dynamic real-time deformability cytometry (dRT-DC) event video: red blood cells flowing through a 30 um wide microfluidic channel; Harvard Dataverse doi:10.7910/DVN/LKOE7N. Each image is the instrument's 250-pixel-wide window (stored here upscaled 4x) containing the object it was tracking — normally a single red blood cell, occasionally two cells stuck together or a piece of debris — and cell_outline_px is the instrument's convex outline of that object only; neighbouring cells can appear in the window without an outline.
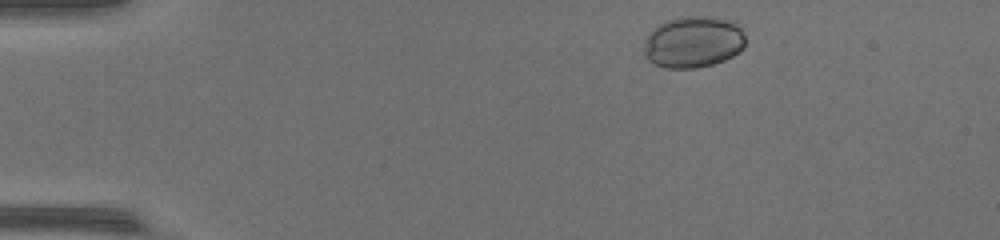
{"species": "common noctule bat (a hibernating species)", "species_latin": "Nyctalus noctula", "temperature_condition": "warm", "stored_images_in_passage": 45, "camera_frame_rate_fps": 3000, "um_per_image_px": 0.085, "animal": {"sex": "female", "body_mass_g": 17.0, "forearm_length_mm": 48.0}, "frame": {"image": 1, "passage_image": 2, "time_ms": 0.333, "image_size_px": [1000, 240], "cell_outline_px": [[744, 48], [732, 56], [724, 60], [712, 64], [696, 68], [664, 68], [648, 60], [644, 56], [644, 48], [648, 32], [660, 24], [668, 20], [688, 16], [708, 16], [724, 20], [736, 24], [740, 28], [744, 36]], "centroid_in_image_um": [58.9, 3.59], "position_along_channel_um": 26.1, "area_um2": 30.23}}
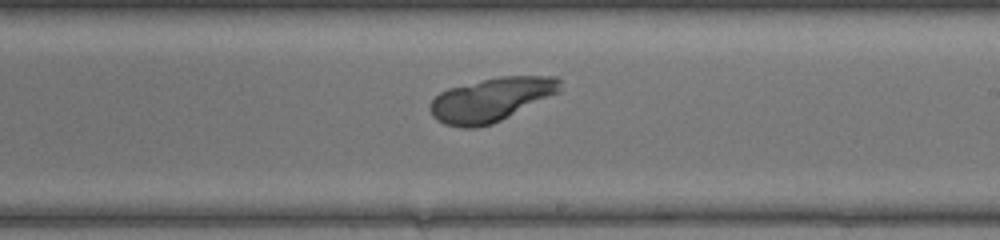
{"frame": {"image": 2, "passage_image": 25, "time_ms": 8.0, "image_size_px": [1000, 240], "cell_outline_px": [[560, 92], [492, 124], [476, 128], [460, 128], [444, 124], [436, 120], [432, 116], [428, 108], [432, 100], [440, 92], [448, 88], [500, 76], [560, 76]], "centroid_in_image_um": [41.73, 8.47], "position_along_channel_um": 247.3, "area_um2": 33.18}}
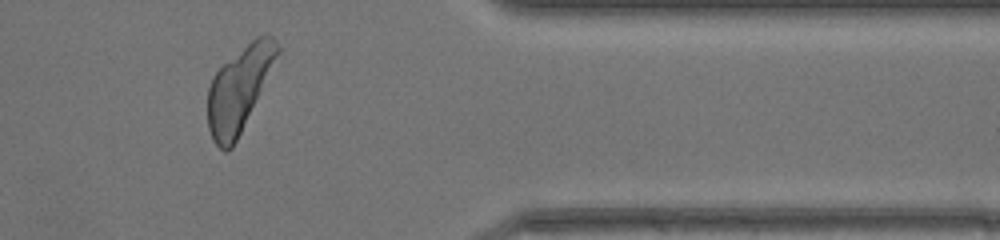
{"frame": {"image": 3, "passage_image": 37, "time_ms": 12.0, "image_size_px": [1000, 240], "cell_outline_px": [[280, 52], [232, 148], [228, 152], [224, 152], [212, 140], [208, 128], [208, 88], [212, 76], [224, 64], [256, 36], [272, 36], [276, 40], [280, 48]], "centroid_in_image_um": [20.3, 7.58], "position_along_channel_um": 391.1, "area_um2": 33.41}}